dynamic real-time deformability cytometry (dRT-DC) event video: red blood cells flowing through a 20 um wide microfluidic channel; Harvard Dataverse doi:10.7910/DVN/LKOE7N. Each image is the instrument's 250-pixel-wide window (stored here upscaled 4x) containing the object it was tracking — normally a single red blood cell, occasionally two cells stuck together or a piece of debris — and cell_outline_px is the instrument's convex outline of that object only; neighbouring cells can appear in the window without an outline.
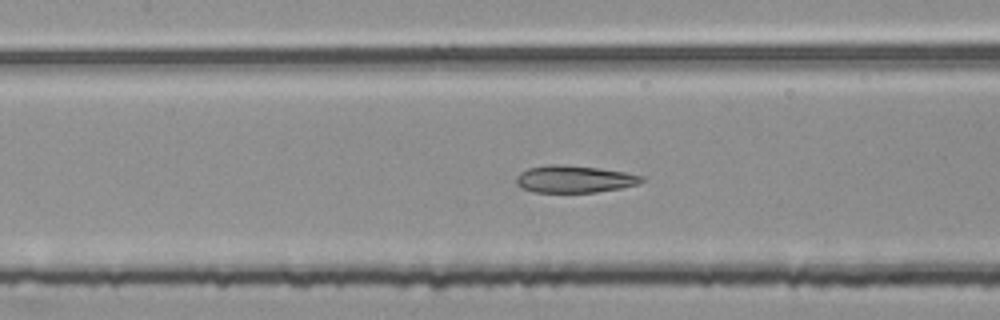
{"species": "common noctule bat (a hibernating species)", "species_latin": "Nyctalus noctula", "temperature_condition": "room temperature", "stored_images_in_passage": 49, "segment_of_instrument_passage": [2, 2], "camera_frame_rate_fps": 3000, "um_per_image_px": 0.085, "animal": {"sex": "female", "body_mass_g": 25.1}, "frame": {"image": 1, "passage_image": 21, "time_ms": 6.667, "image_size_px": [1000, 320], "cell_outline_px": [[644, 180], [640, 184], [620, 188], [596, 192], [532, 192], [516, 184], [516, 176], [520, 172], [528, 168], [548, 164], [564, 164], [600, 168], [624, 172], [644, 176]], "centroid_in_image_um": [48.82, 15.21], "position_along_channel_um": 158.6, "area_um2": 20.0}}
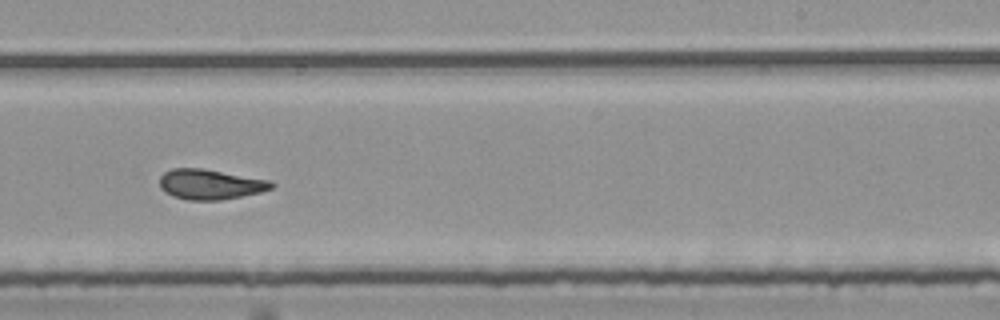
{"frame": {"image": 2, "passage_image": 30, "time_ms": 9.667, "image_size_px": [1000, 320], "cell_outline_px": [[276, 184], [272, 188], [260, 192], [220, 200], [188, 200], [172, 196], [164, 192], [160, 188], [160, 176], [164, 172], [172, 168], [204, 168], [272, 180]], "centroid_in_image_um": [17.87, 15.65], "position_along_channel_um": 271.1, "area_um2": 19.88}}
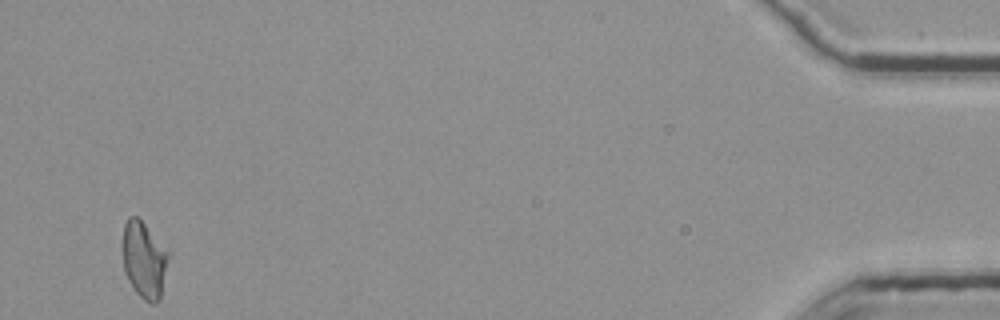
{"frame": {"image": 3, "passage_image": 49, "time_ms": 16.0, "image_size_px": [1000, 320], "cell_outline_px": [[168, 256], [160, 300], [156, 304], [152, 304], [144, 300], [132, 288], [124, 272], [120, 244], [124, 224], [128, 216], [136, 216], [144, 224], [168, 252]], "centroid_in_image_um": [12.18, 22.1], "position_along_channel_um": 423.0, "area_um2": 20.58}}